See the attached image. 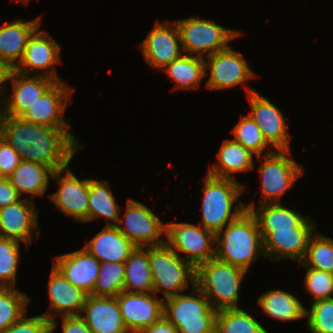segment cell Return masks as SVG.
Instances as JSON below:
<instances>
[{"mask_svg": "<svg viewBox=\"0 0 333 333\" xmlns=\"http://www.w3.org/2000/svg\"><path fill=\"white\" fill-rule=\"evenodd\" d=\"M68 130L0 115V137L15 149L20 160L43 164L53 172L68 167L82 148Z\"/></svg>", "mask_w": 333, "mask_h": 333, "instance_id": "obj_1", "label": "cell"}, {"mask_svg": "<svg viewBox=\"0 0 333 333\" xmlns=\"http://www.w3.org/2000/svg\"><path fill=\"white\" fill-rule=\"evenodd\" d=\"M215 236V257L222 262L248 271L253 261L265 256L257 219L249 210Z\"/></svg>", "mask_w": 333, "mask_h": 333, "instance_id": "obj_2", "label": "cell"}, {"mask_svg": "<svg viewBox=\"0 0 333 333\" xmlns=\"http://www.w3.org/2000/svg\"><path fill=\"white\" fill-rule=\"evenodd\" d=\"M204 185L200 225L216 235L246 210L245 203L238 200L246 188L235 179L217 178L208 174ZM235 203L236 209L233 210Z\"/></svg>", "mask_w": 333, "mask_h": 333, "instance_id": "obj_3", "label": "cell"}, {"mask_svg": "<svg viewBox=\"0 0 333 333\" xmlns=\"http://www.w3.org/2000/svg\"><path fill=\"white\" fill-rule=\"evenodd\" d=\"M246 270L216 257L196 268V286L216 311L239 308V291Z\"/></svg>", "mask_w": 333, "mask_h": 333, "instance_id": "obj_4", "label": "cell"}, {"mask_svg": "<svg viewBox=\"0 0 333 333\" xmlns=\"http://www.w3.org/2000/svg\"><path fill=\"white\" fill-rule=\"evenodd\" d=\"M150 270L153 292L160 290L164 298H170L196 285V268L180 256L166 243L149 247Z\"/></svg>", "mask_w": 333, "mask_h": 333, "instance_id": "obj_5", "label": "cell"}, {"mask_svg": "<svg viewBox=\"0 0 333 333\" xmlns=\"http://www.w3.org/2000/svg\"><path fill=\"white\" fill-rule=\"evenodd\" d=\"M192 290L189 295L180 293L165 299L163 315L179 333H213L217 311L196 285Z\"/></svg>", "mask_w": 333, "mask_h": 333, "instance_id": "obj_6", "label": "cell"}, {"mask_svg": "<svg viewBox=\"0 0 333 333\" xmlns=\"http://www.w3.org/2000/svg\"><path fill=\"white\" fill-rule=\"evenodd\" d=\"M175 22L180 32L183 53L187 52V55L197 53V56L203 58L205 53L209 56L227 49L228 43L240 33L217 25L214 21L200 19L198 16Z\"/></svg>", "mask_w": 333, "mask_h": 333, "instance_id": "obj_7", "label": "cell"}, {"mask_svg": "<svg viewBox=\"0 0 333 333\" xmlns=\"http://www.w3.org/2000/svg\"><path fill=\"white\" fill-rule=\"evenodd\" d=\"M290 150H268L258 167L261 176L260 204L281 203L280 197L303 174L299 163L289 158Z\"/></svg>", "mask_w": 333, "mask_h": 333, "instance_id": "obj_8", "label": "cell"}, {"mask_svg": "<svg viewBox=\"0 0 333 333\" xmlns=\"http://www.w3.org/2000/svg\"><path fill=\"white\" fill-rule=\"evenodd\" d=\"M165 243L179 256L185 253V260L195 268L215 258V234L201 225L191 223H167Z\"/></svg>", "mask_w": 333, "mask_h": 333, "instance_id": "obj_9", "label": "cell"}, {"mask_svg": "<svg viewBox=\"0 0 333 333\" xmlns=\"http://www.w3.org/2000/svg\"><path fill=\"white\" fill-rule=\"evenodd\" d=\"M124 219H119L118 230L136 247H150L165 244L158 240L166 232V224L160 221L146 205L139 201L128 199ZM124 224V227L121 225Z\"/></svg>", "mask_w": 333, "mask_h": 333, "instance_id": "obj_10", "label": "cell"}, {"mask_svg": "<svg viewBox=\"0 0 333 333\" xmlns=\"http://www.w3.org/2000/svg\"><path fill=\"white\" fill-rule=\"evenodd\" d=\"M250 101L249 116L260 128L266 142L274 150H290L288 126L281 111L255 89L247 86Z\"/></svg>", "mask_w": 333, "mask_h": 333, "instance_id": "obj_11", "label": "cell"}, {"mask_svg": "<svg viewBox=\"0 0 333 333\" xmlns=\"http://www.w3.org/2000/svg\"><path fill=\"white\" fill-rule=\"evenodd\" d=\"M72 93V88L68 87L62 80L55 81L20 117L38 125L69 129V122L64 120L62 116L67 104L71 101Z\"/></svg>", "mask_w": 333, "mask_h": 333, "instance_id": "obj_12", "label": "cell"}, {"mask_svg": "<svg viewBox=\"0 0 333 333\" xmlns=\"http://www.w3.org/2000/svg\"><path fill=\"white\" fill-rule=\"evenodd\" d=\"M38 30L28 39L24 54L15 70L26 75H31L32 72L37 75L39 71L45 70L41 75L61 81L53 67L54 64L60 63L61 48L48 32Z\"/></svg>", "mask_w": 333, "mask_h": 333, "instance_id": "obj_13", "label": "cell"}, {"mask_svg": "<svg viewBox=\"0 0 333 333\" xmlns=\"http://www.w3.org/2000/svg\"><path fill=\"white\" fill-rule=\"evenodd\" d=\"M154 292L131 293L122 291L116 298L121 316L129 333H140L163 316L164 298Z\"/></svg>", "mask_w": 333, "mask_h": 333, "instance_id": "obj_14", "label": "cell"}, {"mask_svg": "<svg viewBox=\"0 0 333 333\" xmlns=\"http://www.w3.org/2000/svg\"><path fill=\"white\" fill-rule=\"evenodd\" d=\"M51 179L59 186L57 192L49 195L51 201L65 215L88 222L89 179L79 180L67 167L54 171Z\"/></svg>", "mask_w": 333, "mask_h": 333, "instance_id": "obj_15", "label": "cell"}, {"mask_svg": "<svg viewBox=\"0 0 333 333\" xmlns=\"http://www.w3.org/2000/svg\"><path fill=\"white\" fill-rule=\"evenodd\" d=\"M205 68L210 70V78L206 83L209 89H226L237 86L246 80L257 77L247 64L244 56L230 46L207 56Z\"/></svg>", "mask_w": 333, "mask_h": 333, "instance_id": "obj_16", "label": "cell"}, {"mask_svg": "<svg viewBox=\"0 0 333 333\" xmlns=\"http://www.w3.org/2000/svg\"><path fill=\"white\" fill-rule=\"evenodd\" d=\"M179 42L181 37L175 21L171 25L156 20L140 47L148 65L163 70L172 60L184 54Z\"/></svg>", "mask_w": 333, "mask_h": 333, "instance_id": "obj_17", "label": "cell"}, {"mask_svg": "<svg viewBox=\"0 0 333 333\" xmlns=\"http://www.w3.org/2000/svg\"><path fill=\"white\" fill-rule=\"evenodd\" d=\"M47 288L51 312L47 310L43 315L50 321V330L57 327V321L54 319L56 314L61 317L80 315L88 294L71 284L54 265Z\"/></svg>", "mask_w": 333, "mask_h": 333, "instance_id": "obj_18", "label": "cell"}, {"mask_svg": "<svg viewBox=\"0 0 333 333\" xmlns=\"http://www.w3.org/2000/svg\"><path fill=\"white\" fill-rule=\"evenodd\" d=\"M11 81L13 93L4 95L1 105L5 106L3 110L0 108V115L12 117H20L55 82L41 73L32 76V74L26 75L16 70L12 74Z\"/></svg>", "mask_w": 333, "mask_h": 333, "instance_id": "obj_19", "label": "cell"}, {"mask_svg": "<svg viewBox=\"0 0 333 333\" xmlns=\"http://www.w3.org/2000/svg\"><path fill=\"white\" fill-rule=\"evenodd\" d=\"M34 199L26 197L0 209V237L22 241L26 246L32 243V232L38 234V213Z\"/></svg>", "mask_w": 333, "mask_h": 333, "instance_id": "obj_20", "label": "cell"}, {"mask_svg": "<svg viewBox=\"0 0 333 333\" xmlns=\"http://www.w3.org/2000/svg\"><path fill=\"white\" fill-rule=\"evenodd\" d=\"M79 316L93 333H129L116 297L88 294Z\"/></svg>", "mask_w": 333, "mask_h": 333, "instance_id": "obj_21", "label": "cell"}, {"mask_svg": "<svg viewBox=\"0 0 333 333\" xmlns=\"http://www.w3.org/2000/svg\"><path fill=\"white\" fill-rule=\"evenodd\" d=\"M257 219L259 229L264 240L271 232L276 230H291L292 228H316L310 217L289 209L282 203L260 204L255 207L254 203L245 204Z\"/></svg>", "mask_w": 333, "mask_h": 333, "instance_id": "obj_22", "label": "cell"}, {"mask_svg": "<svg viewBox=\"0 0 333 333\" xmlns=\"http://www.w3.org/2000/svg\"><path fill=\"white\" fill-rule=\"evenodd\" d=\"M53 265L75 287L91 294L100 272V261L85 248L57 256Z\"/></svg>", "mask_w": 333, "mask_h": 333, "instance_id": "obj_23", "label": "cell"}, {"mask_svg": "<svg viewBox=\"0 0 333 333\" xmlns=\"http://www.w3.org/2000/svg\"><path fill=\"white\" fill-rule=\"evenodd\" d=\"M316 228L276 230L263 240L265 257L270 260L291 259L301 262L306 254L308 241Z\"/></svg>", "mask_w": 333, "mask_h": 333, "instance_id": "obj_24", "label": "cell"}, {"mask_svg": "<svg viewBox=\"0 0 333 333\" xmlns=\"http://www.w3.org/2000/svg\"><path fill=\"white\" fill-rule=\"evenodd\" d=\"M40 21L41 18L38 17L29 21L19 19L13 23L5 22L0 27V59L16 67L24 54L28 39L41 26Z\"/></svg>", "mask_w": 333, "mask_h": 333, "instance_id": "obj_25", "label": "cell"}, {"mask_svg": "<svg viewBox=\"0 0 333 333\" xmlns=\"http://www.w3.org/2000/svg\"><path fill=\"white\" fill-rule=\"evenodd\" d=\"M135 245L128 240L117 226H105L85 245L90 254L100 262H125Z\"/></svg>", "mask_w": 333, "mask_h": 333, "instance_id": "obj_26", "label": "cell"}, {"mask_svg": "<svg viewBox=\"0 0 333 333\" xmlns=\"http://www.w3.org/2000/svg\"><path fill=\"white\" fill-rule=\"evenodd\" d=\"M219 163L210 165L208 175L217 178L234 179L231 173L253 170V153L233 139L224 140L217 153Z\"/></svg>", "mask_w": 333, "mask_h": 333, "instance_id": "obj_27", "label": "cell"}, {"mask_svg": "<svg viewBox=\"0 0 333 333\" xmlns=\"http://www.w3.org/2000/svg\"><path fill=\"white\" fill-rule=\"evenodd\" d=\"M53 171L40 163L21 160L7 177L21 197L23 193L43 196L47 190Z\"/></svg>", "mask_w": 333, "mask_h": 333, "instance_id": "obj_28", "label": "cell"}, {"mask_svg": "<svg viewBox=\"0 0 333 333\" xmlns=\"http://www.w3.org/2000/svg\"><path fill=\"white\" fill-rule=\"evenodd\" d=\"M124 291L153 292L149 247H135L125 260Z\"/></svg>", "mask_w": 333, "mask_h": 333, "instance_id": "obj_29", "label": "cell"}, {"mask_svg": "<svg viewBox=\"0 0 333 333\" xmlns=\"http://www.w3.org/2000/svg\"><path fill=\"white\" fill-rule=\"evenodd\" d=\"M263 312L281 321L299 320L306 317V308L293 294L282 290H270L257 299Z\"/></svg>", "mask_w": 333, "mask_h": 333, "instance_id": "obj_30", "label": "cell"}, {"mask_svg": "<svg viewBox=\"0 0 333 333\" xmlns=\"http://www.w3.org/2000/svg\"><path fill=\"white\" fill-rule=\"evenodd\" d=\"M163 70L176 82L174 89H198L206 75L205 58L183 54Z\"/></svg>", "mask_w": 333, "mask_h": 333, "instance_id": "obj_31", "label": "cell"}, {"mask_svg": "<svg viewBox=\"0 0 333 333\" xmlns=\"http://www.w3.org/2000/svg\"><path fill=\"white\" fill-rule=\"evenodd\" d=\"M119 212L108 182L89 179L88 221L104 217L108 220L106 226H116L120 219Z\"/></svg>", "mask_w": 333, "mask_h": 333, "instance_id": "obj_32", "label": "cell"}, {"mask_svg": "<svg viewBox=\"0 0 333 333\" xmlns=\"http://www.w3.org/2000/svg\"><path fill=\"white\" fill-rule=\"evenodd\" d=\"M215 331L217 333H269L250 313L242 308L217 311Z\"/></svg>", "mask_w": 333, "mask_h": 333, "instance_id": "obj_33", "label": "cell"}, {"mask_svg": "<svg viewBox=\"0 0 333 333\" xmlns=\"http://www.w3.org/2000/svg\"><path fill=\"white\" fill-rule=\"evenodd\" d=\"M125 262H100V272L91 295L117 297L124 291Z\"/></svg>", "mask_w": 333, "mask_h": 333, "instance_id": "obj_34", "label": "cell"}, {"mask_svg": "<svg viewBox=\"0 0 333 333\" xmlns=\"http://www.w3.org/2000/svg\"><path fill=\"white\" fill-rule=\"evenodd\" d=\"M301 262L306 267L333 274V239L318 233L315 236L311 235L305 257Z\"/></svg>", "mask_w": 333, "mask_h": 333, "instance_id": "obj_35", "label": "cell"}, {"mask_svg": "<svg viewBox=\"0 0 333 333\" xmlns=\"http://www.w3.org/2000/svg\"><path fill=\"white\" fill-rule=\"evenodd\" d=\"M29 302L18 289L0 287V333L27 312Z\"/></svg>", "mask_w": 333, "mask_h": 333, "instance_id": "obj_36", "label": "cell"}, {"mask_svg": "<svg viewBox=\"0 0 333 333\" xmlns=\"http://www.w3.org/2000/svg\"><path fill=\"white\" fill-rule=\"evenodd\" d=\"M239 123L231 130L233 140L246 147L251 153L260 159L262 152L269 147L262 132L255 121L249 116H241Z\"/></svg>", "mask_w": 333, "mask_h": 333, "instance_id": "obj_37", "label": "cell"}, {"mask_svg": "<svg viewBox=\"0 0 333 333\" xmlns=\"http://www.w3.org/2000/svg\"><path fill=\"white\" fill-rule=\"evenodd\" d=\"M20 241L0 237V287L15 288Z\"/></svg>", "mask_w": 333, "mask_h": 333, "instance_id": "obj_38", "label": "cell"}, {"mask_svg": "<svg viewBox=\"0 0 333 333\" xmlns=\"http://www.w3.org/2000/svg\"><path fill=\"white\" fill-rule=\"evenodd\" d=\"M306 316L311 333H333V298L312 302Z\"/></svg>", "mask_w": 333, "mask_h": 333, "instance_id": "obj_39", "label": "cell"}, {"mask_svg": "<svg viewBox=\"0 0 333 333\" xmlns=\"http://www.w3.org/2000/svg\"><path fill=\"white\" fill-rule=\"evenodd\" d=\"M307 271L304 280L306 290L313 296L312 302L333 298V274L306 267L299 262Z\"/></svg>", "mask_w": 333, "mask_h": 333, "instance_id": "obj_40", "label": "cell"}, {"mask_svg": "<svg viewBox=\"0 0 333 333\" xmlns=\"http://www.w3.org/2000/svg\"><path fill=\"white\" fill-rule=\"evenodd\" d=\"M26 314L1 333H50V321L43 314L31 318Z\"/></svg>", "mask_w": 333, "mask_h": 333, "instance_id": "obj_41", "label": "cell"}, {"mask_svg": "<svg viewBox=\"0 0 333 333\" xmlns=\"http://www.w3.org/2000/svg\"><path fill=\"white\" fill-rule=\"evenodd\" d=\"M19 154L0 137V175L7 178L19 165Z\"/></svg>", "mask_w": 333, "mask_h": 333, "instance_id": "obj_42", "label": "cell"}, {"mask_svg": "<svg viewBox=\"0 0 333 333\" xmlns=\"http://www.w3.org/2000/svg\"><path fill=\"white\" fill-rule=\"evenodd\" d=\"M17 190L10 183L8 178L0 179V209L20 200Z\"/></svg>", "mask_w": 333, "mask_h": 333, "instance_id": "obj_43", "label": "cell"}, {"mask_svg": "<svg viewBox=\"0 0 333 333\" xmlns=\"http://www.w3.org/2000/svg\"><path fill=\"white\" fill-rule=\"evenodd\" d=\"M63 333H93L84 320L78 316H62Z\"/></svg>", "mask_w": 333, "mask_h": 333, "instance_id": "obj_44", "label": "cell"}, {"mask_svg": "<svg viewBox=\"0 0 333 333\" xmlns=\"http://www.w3.org/2000/svg\"><path fill=\"white\" fill-rule=\"evenodd\" d=\"M140 333H179L177 328L163 315L158 321Z\"/></svg>", "mask_w": 333, "mask_h": 333, "instance_id": "obj_45", "label": "cell"}, {"mask_svg": "<svg viewBox=\"0 0 333 333\" xmlns=\"http://www.w3.org/2000/svg\"><path fill=\"white\" fill-rule=\"evenodd\" d=\"M14 71H15V67H13L6 60L0 59V92L3 91L1 88H3V89L7 88V81L11 80V77H12V74ZM0 96H2L1 99L3 102L5 96H3V94H1ZM2 102L0 101V108H3V106L1 107Z\"/></svg>", "mask_w": 333, "mask_h": 333, "instance_id": "obj_46", "label": "cell"}, {"mask_svg": "<svg viewBox=\"0 0 333 333\" xmlns=\"http://www.w3.org/2000/svg\"><path fill=\"white\" fill-rule=\"evenodd\" d=\"M18 1L19 2H25V4H26V3H28L29 0H18Z\"/></svg>", "mask_w": 333, "mask_h": 333, "instance_id": "obj_47", "label": "cell"}]
</instances>
